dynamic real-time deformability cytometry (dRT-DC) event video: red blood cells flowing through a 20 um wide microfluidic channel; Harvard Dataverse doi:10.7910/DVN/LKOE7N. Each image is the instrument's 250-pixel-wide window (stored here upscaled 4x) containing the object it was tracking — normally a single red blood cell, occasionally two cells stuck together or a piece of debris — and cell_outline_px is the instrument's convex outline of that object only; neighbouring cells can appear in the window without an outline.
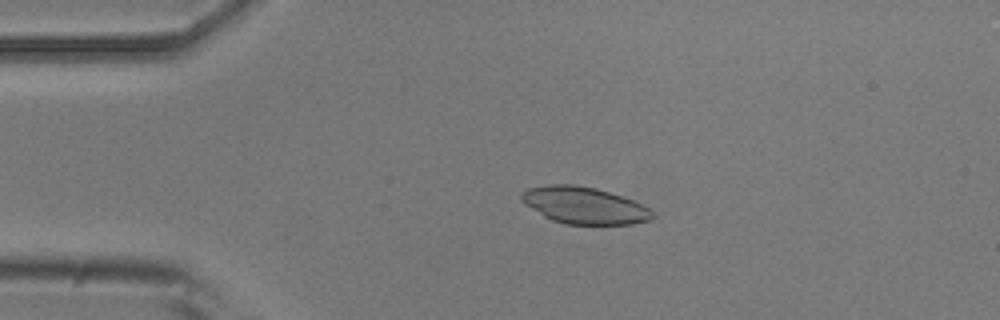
{"species": "common noctule bat (a hibernating species)", "species_latin": "Nyctalus noctula", "temperature_condition": "room temperature", "stored_images_in_passage": 52, "camera_frame_rate_fps": 3000, "um_per_image_px": 0.085, "animal": {"sex": "male", "body_mass_g": 20.5, "forearm_length_mm": 52.5}, "frame": {"image": 1, "passage_image": 11, "time_ms": 3.333, "image_size_px": [1000, 320], "cell_outline_px": [[656, 216], [648, 220], [632, 224], [564, 224], [552, 220], [544, 216], [524, 204], [520, 200], [520, 196], [528, 188], [552, 184], [572, 184], [596, 188], [632, 200], [648, 208]], "centroid_in_image_um": [49.63, 17.46], "position_along_channel_um": 35.4, "area_um2": 27.86}}
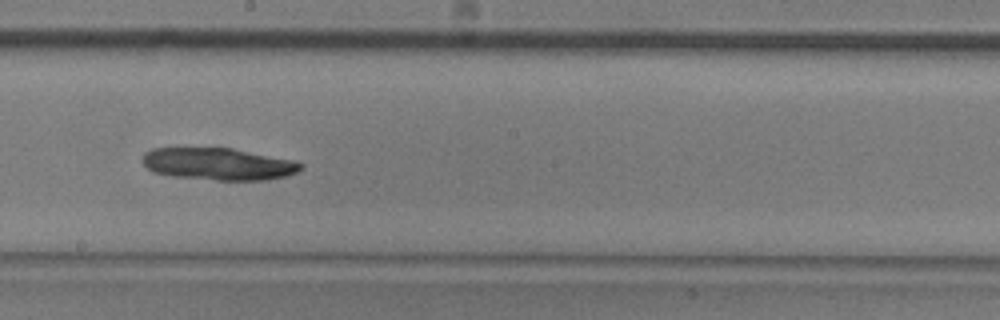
{"frame": {"image": 2, "passage_image": 29, "time_ms": 9.333, "image_size_px": [1000, 320], "cell_outline_px": [[304, 168], [288, 176], [268, 180], [216, 180], [172, 176], [152, 172], [144, 164], [144, 152], [152, 148], [232, 148], [296, 160], [304, 164]], "centroid_in_image_um": [18.62, 13.94], "position_along_channel_um": 229.6, "area_um2": 29.88}}
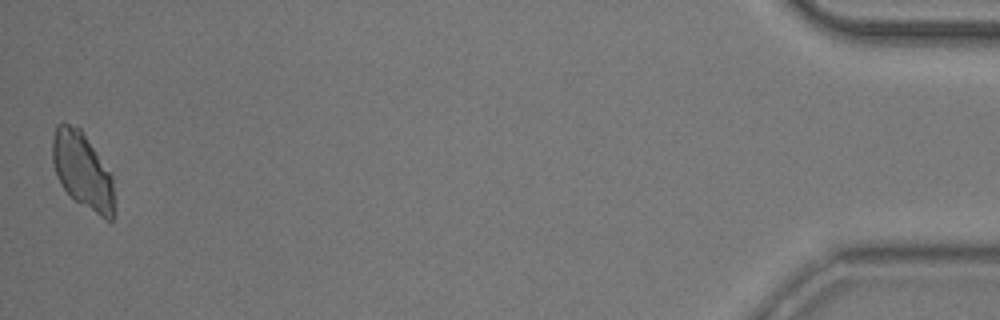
{"frame": {"image": 3, "passage_image": 52, "time_ms": 17.0, "image_size_px": [1000, 320], "cell_outline_px": [[116, 216], [112, 220], [104, 220], [76, 200], [60, 184], [56, 176], [52, 160], [52, 140], [56, 124], [68, 124], [80, 128], [112, 176]], "centroid_in_image_um": [7.03, 14.55], "position_along_channel_um": 428.2, "area_um2": 27.46}}